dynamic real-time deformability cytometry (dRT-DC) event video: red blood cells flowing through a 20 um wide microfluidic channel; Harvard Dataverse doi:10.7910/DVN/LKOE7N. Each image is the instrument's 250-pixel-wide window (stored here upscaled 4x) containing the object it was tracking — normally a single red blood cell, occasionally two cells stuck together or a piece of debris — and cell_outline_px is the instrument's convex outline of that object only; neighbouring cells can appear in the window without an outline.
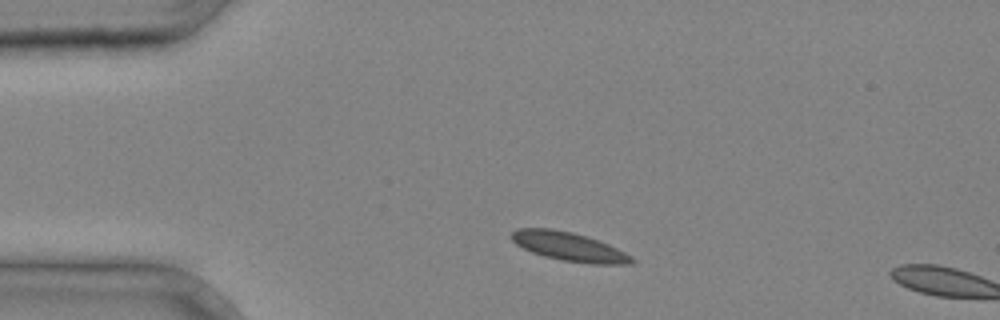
{"species": "common noctule bat (a hibernating species)", "species_latin": "Nyctalus noctula", "temperature_condition": "cold", "stored_images_in_passage": 3, "camera_frame_rate_fps": 3000, "um_per_image_px": 0.085, "animal": {"sex": "male", "body_mass_g": 20.4}, "frame": {"image": 1, "passage_image": 1, "time_ms": 0.0, "image_size_px": [1000, 320], "cell_outline_px": [[636, 260], [632, 264], [592, 264], [560, 260], [544, 256], [532, 252], [516, 244], [508, 236], [516, 228], [552, 228], [572, 232], [588, 236], [608, 244], [632, 256]], "centroid_in_image_um": [48.36, 20.96], "position_along_channel_um": 36.6, "area_um2": 20.35}}